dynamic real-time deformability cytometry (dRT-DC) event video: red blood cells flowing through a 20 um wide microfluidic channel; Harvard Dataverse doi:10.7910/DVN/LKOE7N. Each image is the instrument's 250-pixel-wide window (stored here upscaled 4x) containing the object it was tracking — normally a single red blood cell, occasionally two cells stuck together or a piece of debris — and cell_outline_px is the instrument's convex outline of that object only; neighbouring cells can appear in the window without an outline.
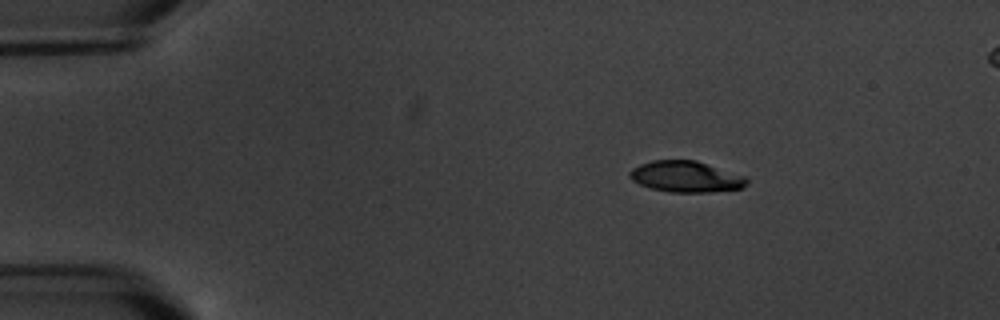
{"species": "common noctule bat (a hibernating species)", "species_latin": "Nyctalus noctula", "temperature_condition": "warm", "stored_images_in_passage": 4, "camera_frame_rate_fps": 3000, "um_per_image_px": 0.085, "animal": {"sex": "male", "body_mass_g": 20.1, "forearm_length_mm": 53.5}, "frame": {"image": 1, "passage_image": 1, "time_ms": 0.0, "image_size_px": [1000, 320], "cell_outline_px": [[748, 184], [740, 188], [708, 192], [668, 192], [648, 188], [632, 180], [628, 176], [628, 172], [632, 168], [640, 164], [652, 160], [696, 160], [744, 176], [748, 180]], "centroid_in_image_um": [58.25, 15.01], "position_along_channel_um": 26.8, "area_um2": 21.21}}